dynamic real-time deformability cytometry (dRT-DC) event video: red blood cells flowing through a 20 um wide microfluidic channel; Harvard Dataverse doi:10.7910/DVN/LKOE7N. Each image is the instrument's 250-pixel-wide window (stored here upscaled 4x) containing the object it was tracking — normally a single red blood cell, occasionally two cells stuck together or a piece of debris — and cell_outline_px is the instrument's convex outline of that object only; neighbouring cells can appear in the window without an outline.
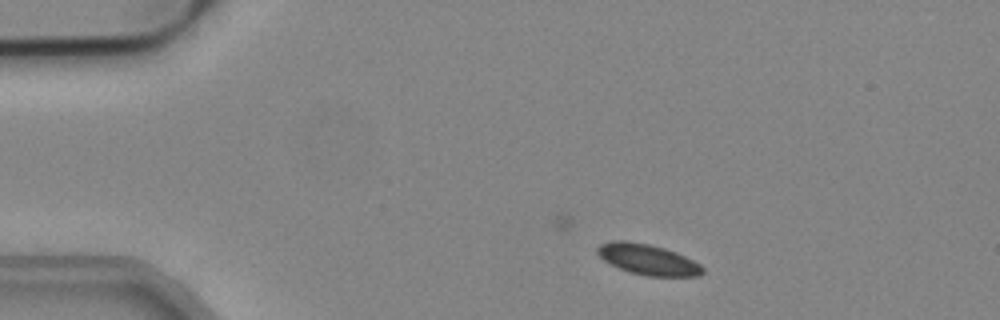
{"species": "common noctule bat (a hibernating species)", "species_latin": "Nyctalus noctula", "temperature_condition": "cold", "stored_images_in_passage": 50, "camera_frame_rate_fps": 3000, "um_per_image_px": 0.085, "animal": {"sex": "male", "body_mass_g": 19.2, "forearm_length_mm": 51.8}, "frame": {"image": 1, "passage_image": 5, "time_ms": 1.333, "image_size_px": [1000, 320], "cell_outline_px": [[704, 272], [700, 276], [648, 276], [628, 272], [604, 260], [596, 252], [596, 248], [600, 244], [612, 240], [624, 240], [648, 244], [664, 248], [676, 252], [700, 264], [704, 268]], "centroid_in_image_um": [55.06, 22.05], "position_along_channel_um": 29.9, "area_um2": 18.73}}
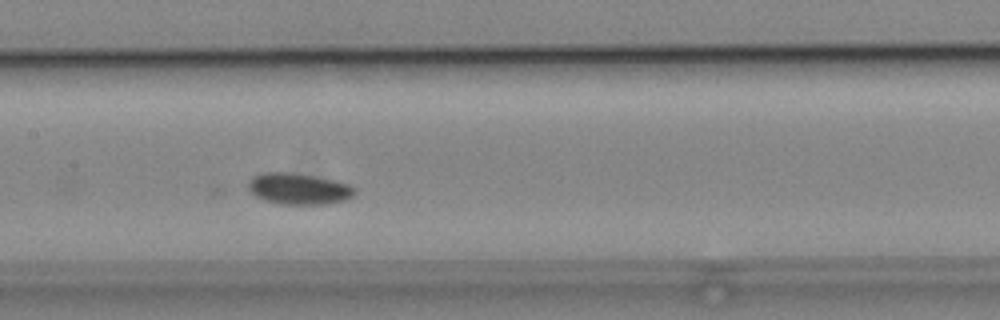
{"frame": {"image": 2, "passage_image": 22, "time_ms": 7.0, "image_size_px": [1000, 320], "cell_outline_px": [[356, 192], [352, 196], [344, 200], [328, 204], [280, 204], [264, 200], [256, 196], [248, 188], [248, 180], [252, 176], [264, 172], [288, 172], [312, 176], [332, 180], [348, 184], [356, 188]], "centroid_in_image_um": [25.36, 16.05], "position_along_channel_um": 182.0, "area_um2": 19.31}}
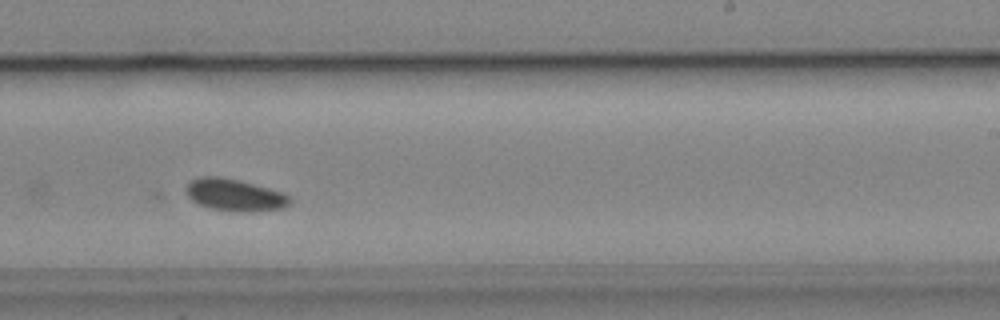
{"frame": {"image": 3, "passage_image": 29, "time_ms": 9.333, "image_size_px": [1000, 320], "cell_outline_px": [[292, 200], [284, 208], [248, 212], [236, 212], [208, 208], [192, 200], [184, 192], [184, 188], [192, 180], [200, 176], [220, 176], [240, 180], [268, 188], [292, 196]], "centroid_in_image_um": [19.93, 16.57], "position_along_channel_um": 269.1, "area_um2": 19.59}}